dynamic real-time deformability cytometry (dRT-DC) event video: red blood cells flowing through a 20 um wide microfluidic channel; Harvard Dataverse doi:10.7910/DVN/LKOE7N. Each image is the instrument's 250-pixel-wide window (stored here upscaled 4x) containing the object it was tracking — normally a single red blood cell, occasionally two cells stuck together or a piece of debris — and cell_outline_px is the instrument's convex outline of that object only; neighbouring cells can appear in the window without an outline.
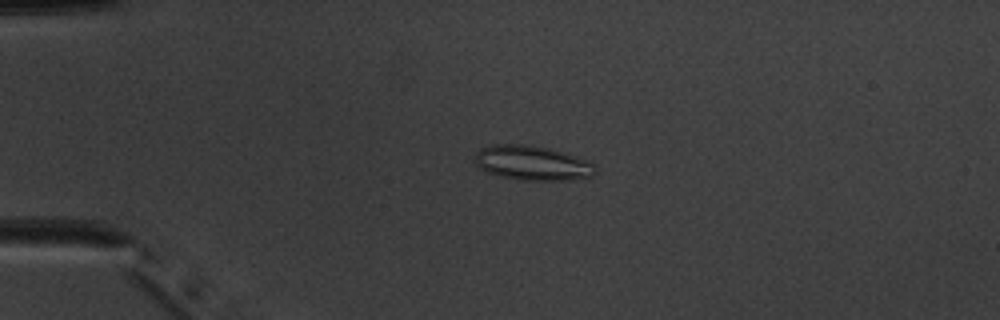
{"species": "common noctule bat (a hibernating species)", "species_latin": "Nyctalus noctula", "temperature_condition": "warm", "stored_images_in_passage": 53, "camera_frame_rate_fps": 3000, "um_per_image_px": 0.085, "animal": {"sex": "male", "body_mass_g": 20.1, "forearm_length_mm": 53.5}, "frame": {"image": 1, "passage_image": 14, "time_ms": 4.333, "image_size_px": [1000, 320], "cell_outline_px": [[596, 172], [592, 176], [568, 180], [524, 180], [500, 176], [488, 172], [480, 168], [476, 164], [476, 152], [480, 148], [492, 144], [524, 144], [548, 148], [568, 152], [596, 164]], "centroid_in_image_um": [45.28, 13.84], "position_along_channel_um": 39.7, "area_um2": 24.45}}
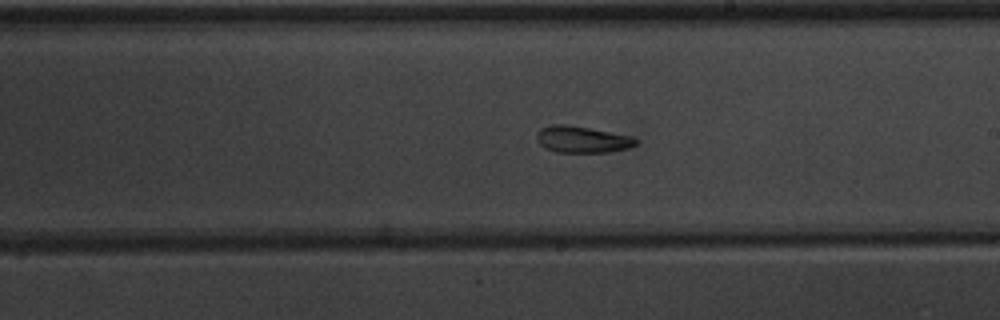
{"frame": {"image": 2, "passage_image": 32, "time_ms": 10.333, "image_size_px": [1000, 320], "cell_outline_px": [[640, 144], [628, 148], [608, 152], [556, 152], [544, 148], [536, 140], [536, 132], [540, 128], [552, 124], [568, 124], [632, 136], [640, 140]], "centroid_in_image_um": [49.49, 11.85], "position_along_channel_um": 239.5, "area_um2": 15.66}}
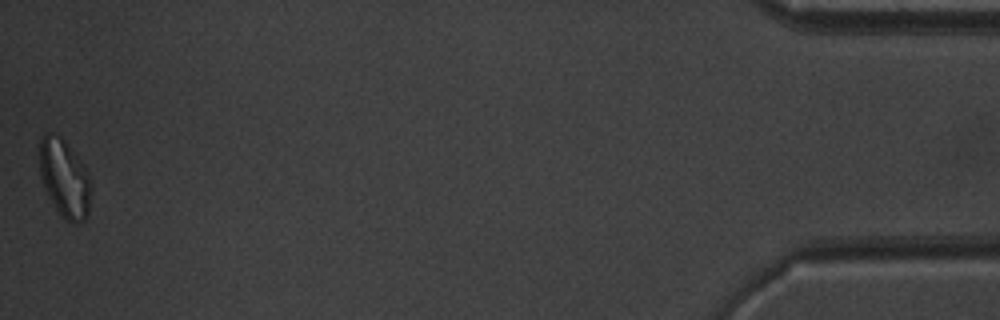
{"frame": {"image": 3, "passage_image": 53, "time_ms": 17.333, "image_size_px": [1000, 320], "cell_outline_px": [[92, 188], [88, 216], [80, 224], [72, 224], [64, 220], [48, 196], [44, 188], [40, 176], [40, 140], [44, 132], [48, 132], [60, 136], [64, 140], [84, 164], [92, 180]], "centroid_in_image_um": [5.52, 15.2], "position_along_channel_um": 429.7, "area_um2": 23.93}, "authors_computed_cell_mechanics": {"area_um2": 20.1722, "velocity_mm_per_s": 3.9518, "shape_relaxation_time_tau1_ms": null, "shape_relaxation_time_tau2_ms": 7.5091, "deformation_change_tau1": null, "deformation_change_tau2": 0.1478}}